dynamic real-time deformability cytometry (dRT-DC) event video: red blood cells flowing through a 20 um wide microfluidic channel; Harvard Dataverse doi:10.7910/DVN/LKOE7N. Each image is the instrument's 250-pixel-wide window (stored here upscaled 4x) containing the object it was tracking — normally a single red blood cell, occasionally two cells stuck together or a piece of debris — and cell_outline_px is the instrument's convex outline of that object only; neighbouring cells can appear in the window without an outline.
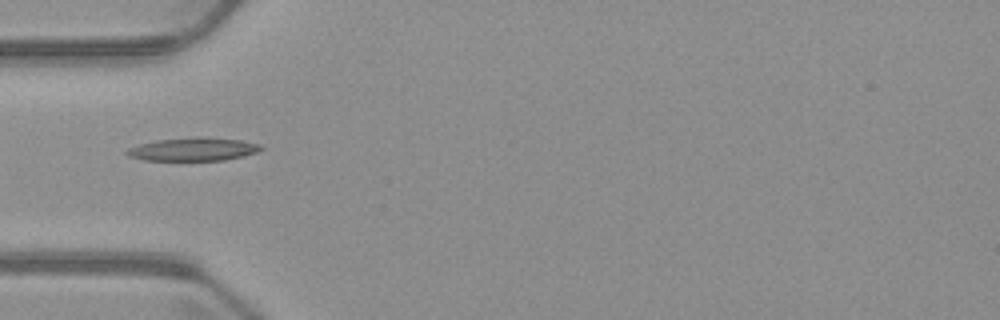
{"species": "common noctule bat (a hibernating species)", "species_latin": "Nyctalus noctula", "temperature_condition": "warm", "stored_images_in_passage": 6, "camera_frame_rate_fps": 3000, "um_per_image_px": 0.085, "animal": {"sex": "male", "body_mass_g": 23.1, "forearm_length_mm": 52.7}, "frame": {"image": 1, "passage_image": 5, "time_ms": 5.0, "image_size_px": [1000, 320], "cell_outline_px": [[264, 148], [256, 152], [244, 156], [224, 160], [144, 160], [128, 156], [124, 152], [128, 148], [140, 144], [156, 140], [196, 136], [204, 136], [240, 140], [260, 144]], "centroid_in_image_um": [16.42, 12.67], "position_along_channel_um": 68.6, "area_um2": 18.26}}
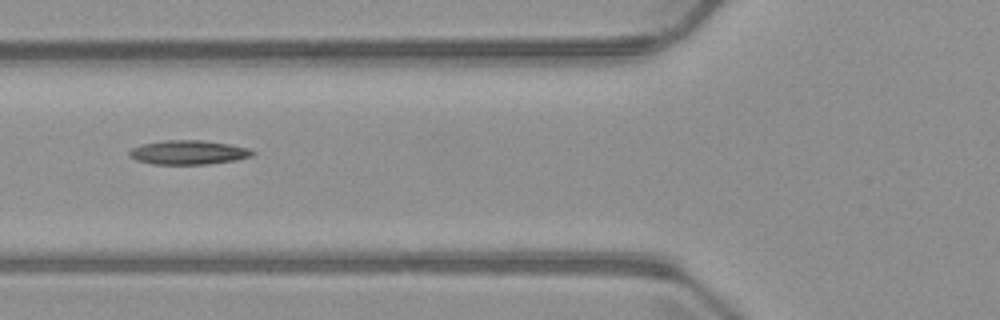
{"frame": {"image": 2, "passage_image": 6, "time_ms": 6.0, "image_size_px": [1000, 320], "cell_outline_px": [[256, 152], [252, 156], [236, 160], [208, 164], [152, 164], [136, 160], [128, 156], [128, 152], [132, 148], [144, 144], [164, 140], [200, 140], [228, 144], [248, 148]], "centroid_in_image_um": [16.0, 12.96], "position_along_channel_um": 109.8, "area_um2": 17.28}}